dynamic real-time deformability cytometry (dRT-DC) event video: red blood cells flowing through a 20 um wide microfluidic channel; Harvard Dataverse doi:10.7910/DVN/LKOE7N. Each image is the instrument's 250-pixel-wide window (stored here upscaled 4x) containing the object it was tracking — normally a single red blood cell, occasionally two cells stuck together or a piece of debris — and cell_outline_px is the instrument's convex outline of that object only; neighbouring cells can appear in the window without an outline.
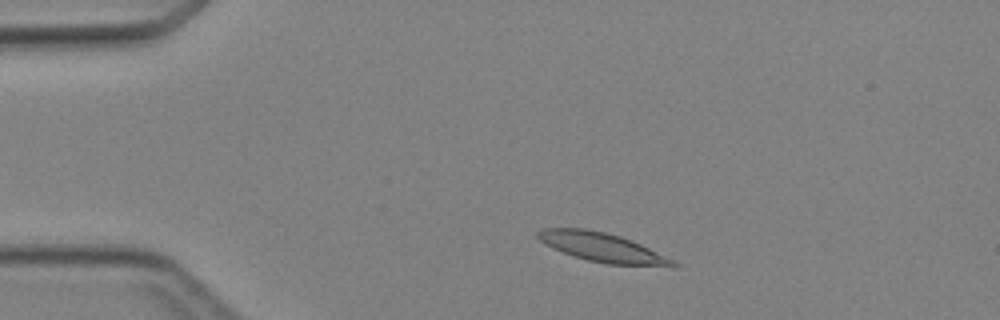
{"species": "Egyptian fruit bat (a non-hibernating species)", "species_latin": "Rousettus aegyptiacus", "temperature_condition": "cold", "stored_images_in_passage": 3, "camera_frame_rate_fps": 3000, "um_per_image_px": 0.085, "animal": {"sex": "female"}, "frame": {"image": 1, "passage_image": 2, "time_ms": 1.0, "image_size_px": [1000, 320], "cell_outline_px": [[680, 268], [672, 268], [608, 264], [588, 260], [572, 256], [544, 244], [536, 236], [536, 232], [540, 228], [584, 228], [604, 232], [620, 236], [632, 240], [680, 264]], "centroid_in_image_um": [51.23, 21.05], "position_along_channel_um": 33.8, "area_um2": 23.18}}